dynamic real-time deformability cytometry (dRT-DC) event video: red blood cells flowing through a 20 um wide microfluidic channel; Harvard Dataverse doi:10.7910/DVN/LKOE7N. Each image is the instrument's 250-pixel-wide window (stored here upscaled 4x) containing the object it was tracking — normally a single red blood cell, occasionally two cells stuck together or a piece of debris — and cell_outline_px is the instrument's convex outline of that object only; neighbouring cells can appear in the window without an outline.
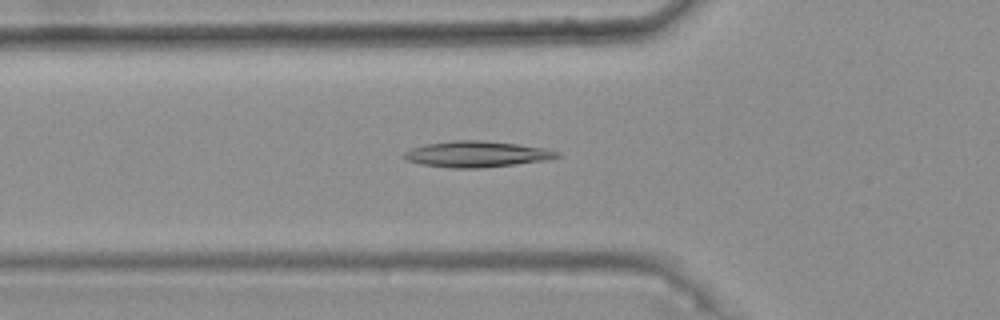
{"species": "common noctule bat (a hibernating species)", "species_latin": "Nyctalus noctula", "temperature_condition": "warm", "stored_images_in_passage": 31, "camera_frame_rate_fps": 3000, "um_per_image_px": 0.085, "animal": {"sex": "female", "body_mass_g": 25.1}, "frame": {"image": 1, "passage_image": 2, "time_ms": 0.333, "image_size_px": [1000, 320], "cell_outline_px": [[560, 156], [552, 160], [480, 168], [448, 168], [420, 164], [408, 160], [400, 156], [404, 152], [412, 148], [424, 144], [456, 140], [480, 140], [516, 144], [544, 148], [560, 152]], "centroid_in_image_um": [40.52, 13.11], "position_along_channel_um": 85.3, "area_um2": 23.35}}
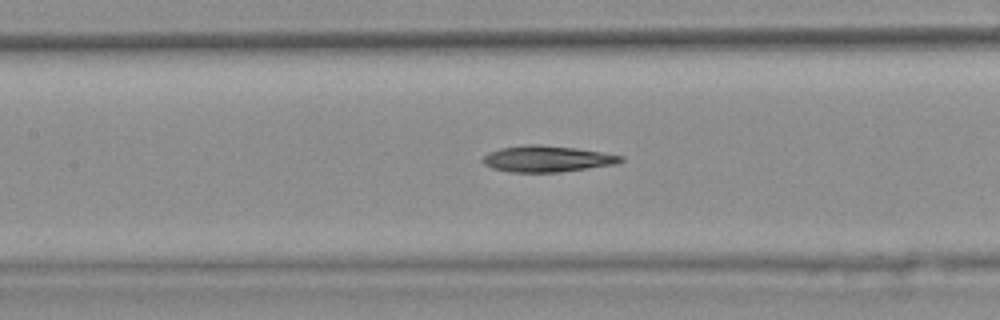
{"frame": {"image": 2, "passage_image": 8, "time_ms": 2.333, "image_size_px": [1000, 320], "cell_outline_px": [[624, 160], [612, 164], [588, 168], [560, 172], [508, 172], [492, 168], [484, 164], [480, 160], [488, 152], [500, 148], [528, 144], [540, 144], [576, 148], [624, 156]], "centroid_in_image_um": [46.44, 13.5], "position_along_channel_um": 161.0, "area_um2": 21.04}}
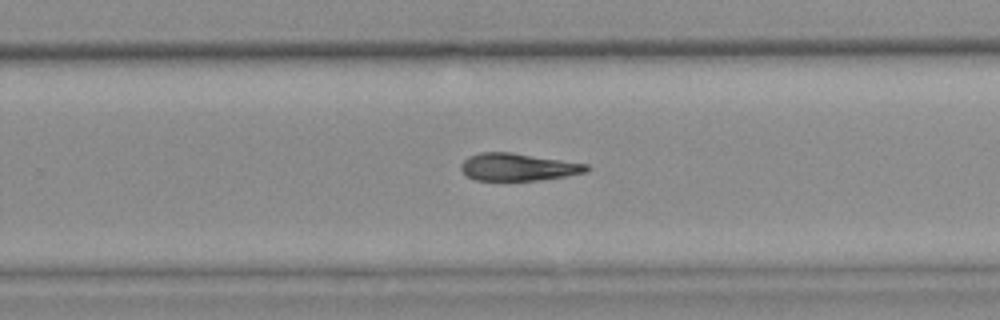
{"frame": {"image": 3, "passage_image": 18, "time_ms": 5.667, "image_size_px": [1000, 320], "cell_outline_px": [[592, 168], [584, 172], [564, 176], [536, 180], [476, 180], [468, 176], [460, 168], [460, 164], [468, 156], [480, 152], [512, 152], [588, 164]], "centroid_in_image_um": [44.01, 14.18], "position_along_channel_um": 285.8, "area_um2": 19.94}}